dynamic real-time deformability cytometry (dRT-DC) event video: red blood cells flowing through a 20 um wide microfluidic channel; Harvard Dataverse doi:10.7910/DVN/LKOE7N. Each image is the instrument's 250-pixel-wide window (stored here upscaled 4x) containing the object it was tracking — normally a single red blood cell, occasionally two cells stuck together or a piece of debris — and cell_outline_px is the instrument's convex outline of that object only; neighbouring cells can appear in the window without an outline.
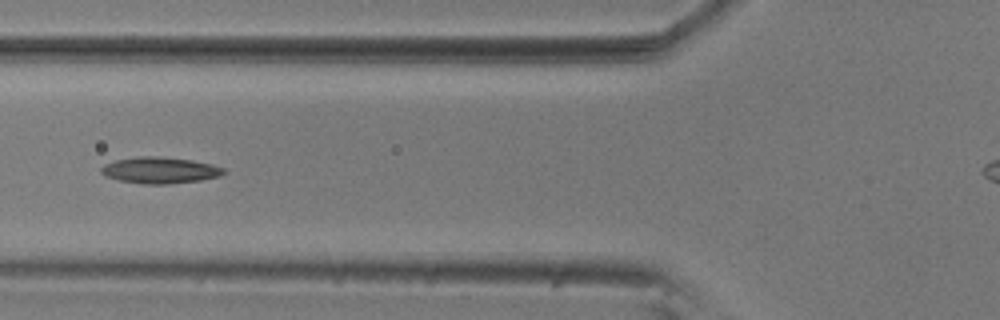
{"species": "common noctule bat (a hibernating species)", "species_latin": "Nyctalus noctula", "temperature_condition": "room temperature", "stored_images_in_passage": 16, "camera_frame_rate_fps": 3000, "um_per_image_px": 0.085, "animal": {"sex": "male", "body_mass_g": 20.5, "forearm_length_mm": 52.5}, "frame": {"image": 1, "passage_image": 11, "time_ms": 3.333, "image_size_px": [1000, 320], "cell_outline_px": [[224, 172], [220, 176], [200, 180], [168, 184], [144, 184], [120, 180], [104, 176], [100, 172], [100, 168], [104, 164], [116, 160], [136, 156], [160, 156], [192, 160], [212, 164], [224, 168]], "centroid_in_image_um": [13.56, 14.46], "position_along_channel_um": 112.2, "area_um2": 18.84}}